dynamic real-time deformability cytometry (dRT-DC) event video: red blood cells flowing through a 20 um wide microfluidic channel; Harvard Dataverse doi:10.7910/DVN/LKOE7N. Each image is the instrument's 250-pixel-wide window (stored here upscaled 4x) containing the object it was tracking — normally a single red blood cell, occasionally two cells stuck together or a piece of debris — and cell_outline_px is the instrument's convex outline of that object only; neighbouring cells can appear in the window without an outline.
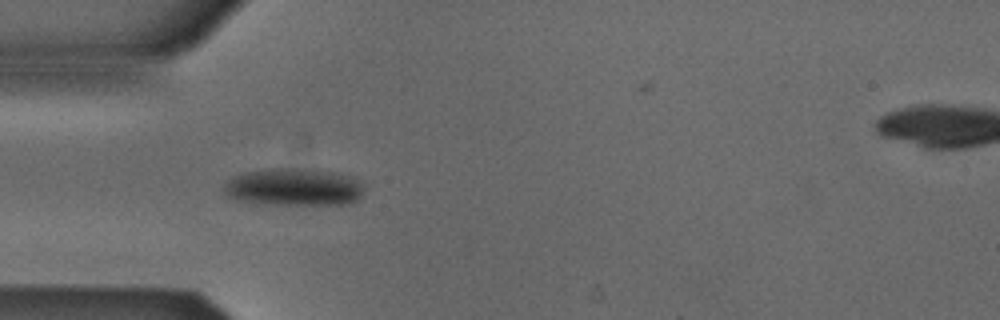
{"species": "Egyptian fruit bat (a non-hibernating species)", "species_latin": "Rousettus aegyptiacus", "temperature_condition": "cold", "stored_images_in_passage": 6, "camera_frame_rate_fps": 3000, "um_per_image_px": 0.085, "animal": {"sex": "male"}, "frame": {"image": 1, "passage_image": 5, "time_ms": 1.333, "image_size_px": [1000, 320], "cell_outline_px": [[364, 188], [360, 196], [356, 200], [344, 204], [256, 204], [236, 200], [228, 196], [224, 192], [224, 180], [232, 176], [248, 172], [272, 168], [292, 168], [340, 172], [352, 176], [360, 180], [364, 184]], "centroid_in_image_um": [24.96, 15.9], "position_along_channel_um": 60.0, "area_um2": 30.98}}